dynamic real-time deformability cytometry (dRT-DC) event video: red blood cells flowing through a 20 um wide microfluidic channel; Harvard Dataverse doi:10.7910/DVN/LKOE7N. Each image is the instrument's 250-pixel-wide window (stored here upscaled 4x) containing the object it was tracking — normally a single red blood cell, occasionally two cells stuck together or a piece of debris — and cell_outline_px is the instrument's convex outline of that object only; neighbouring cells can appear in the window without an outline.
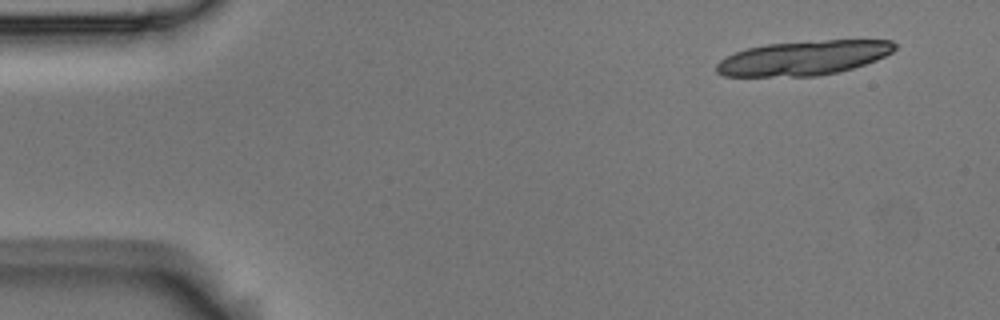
{"species": "Egyptian fruit bat (a non-hibernating species)", "species_latin": "Rousettus aegyptiacus", "temperature_condition": "room temperature", "stored_images_in_passage": 6, "camera_frame_rate_fps": 3000, "um_per_image_px": 0.085, "animal": {"sex": "male"}, "frame": {"image": 1, "passage_image": 2, "time_ms": 0.333, "image_size_px": [1000, 320], "cell_outline_px": [[896, 48], [892, 52], [876, 60], [840, 72], [816, 76], [724, 76], [716, 72], [716, 64], [720, 60], [736, 52], [748, 48], [768, 44], [824, 40], [892, 40], [896, 44]], "centroid_in_image_um": [68.32, 4.93], "position_along_channel_um": 16.7, "area_um2": 35.6}}
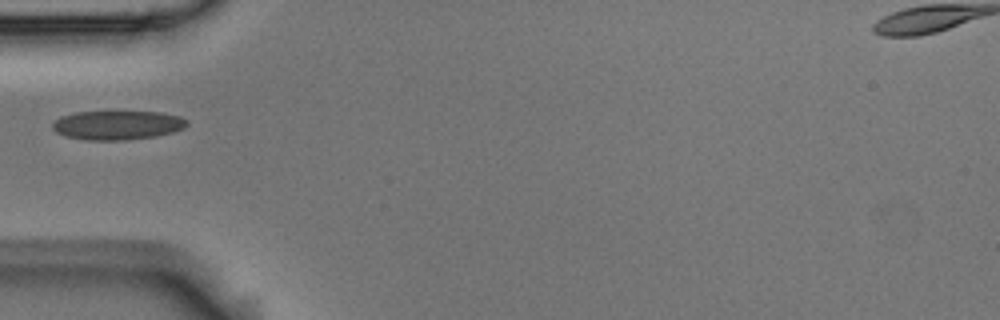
{"frame": {"image": 2, "passage_image": 6, "time_ms": 1.667, "image_size_px": [1000, 320], "cell_outline_px": [[188, 124], [184, 128], [172, 132], [156, 136], [124, 140], [88, 140], [68, 136], [56, 132], [52, 128], [52, 124], [60, 116], [76, 112], [160, 112], [180, 116], [188, 120]], "centroid_in_image_um": [10.0, 10.63], "position_along_channel_um": 75.0, "area_um2": 22.66}}